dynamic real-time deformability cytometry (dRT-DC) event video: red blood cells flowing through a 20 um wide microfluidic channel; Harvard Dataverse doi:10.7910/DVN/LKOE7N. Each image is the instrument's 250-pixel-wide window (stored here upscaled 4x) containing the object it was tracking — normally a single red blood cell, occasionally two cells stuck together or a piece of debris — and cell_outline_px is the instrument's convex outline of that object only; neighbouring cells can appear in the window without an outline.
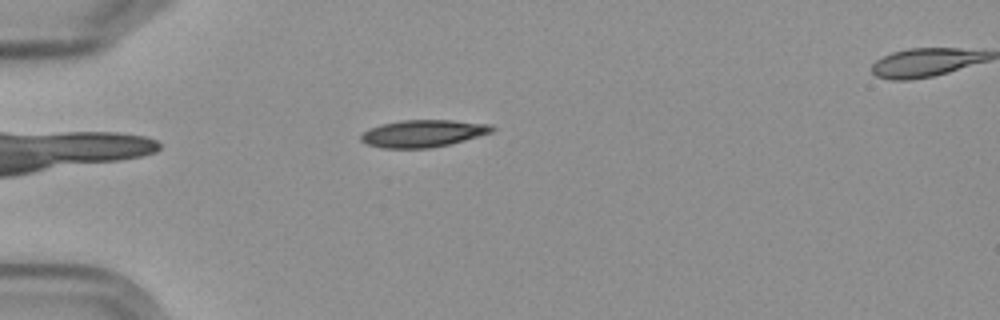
{"species": "Egyptian fruit bat (a non-hibernating species)", "species_latin": "Rousettus aegyptiacus", "temperature_condition": "cold", "stored_images_in_passage": 7, "camera_frame_rate_fps": 3000, "um_per_image_px": 0.085, "frame": {"image": 1, "passage_image": 1, "time_ms": 0.0, "image_size_px": [1000, 320], "cell_outline_px": [[496, 128], [492, 132], [464, 140], [432, 148], [384, 148], [368, 144], [360, 140], [360, 136], [364, 132], [380, 124], [404, 120], [452, 120], [488, 124]], "centroid_in_image_um": [35.96, 11.34], "position_along_channel_um": 49.0, "area_um2": 20.52}}
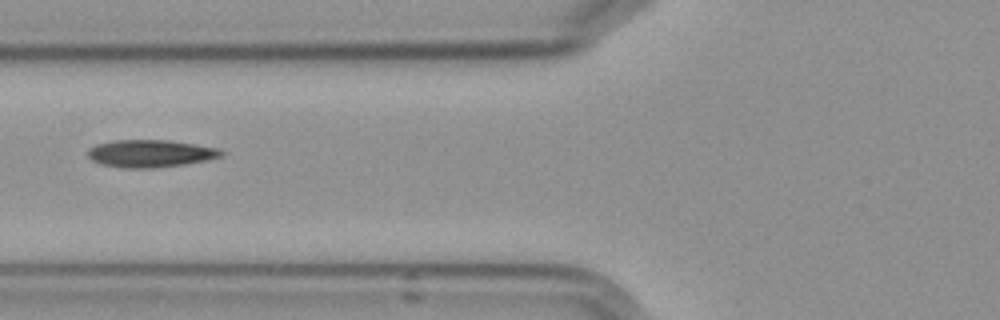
{"frame": {"image": 2, "passage_image": 3, "time_ms": 2.333, "image_size_px": [1000, 320], "cell_outline_px": [[224, 156], [208, 160], [184, 164], [152, 168], [124, 168], [104, 164], [92, 160], [88, 156], [88, 148], [96, 144], [112, 140], [164, 140], [192, 144], [216, 148], [224, 152]], "centroid_in_image_um": [12.77, 13.05], "position_along_channel_um": 113.0, "area_um2": 21.15}}
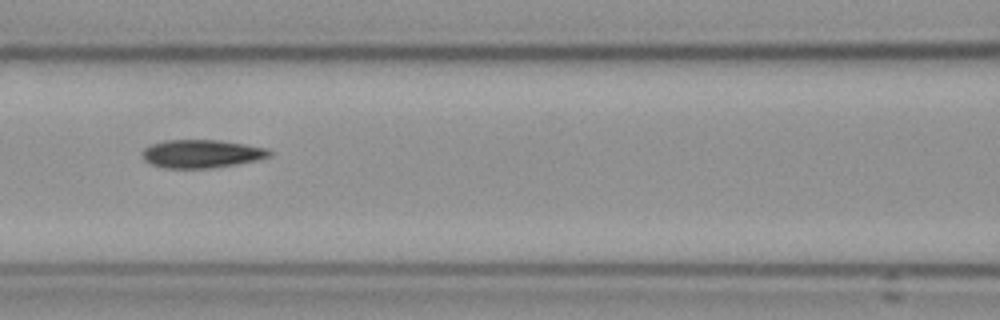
{"frame": {"image": 3, "passage_image": 4, "time_ms": 3.333, "image_size_px": [1000, 320], "cell_outline_px": [[272, 156], [256, 160], [236, 164], [208, 168], [164, 168], [152, 164], [144, 160], [144, 148], [152, 144], [164, 140], [216, 140], [244, 144], [268, 148], [272, 152]], "centroid_in_image_um": [17.16, 13.07], "position_along_channel_um": 149.4, "area_um2": 20.69}}